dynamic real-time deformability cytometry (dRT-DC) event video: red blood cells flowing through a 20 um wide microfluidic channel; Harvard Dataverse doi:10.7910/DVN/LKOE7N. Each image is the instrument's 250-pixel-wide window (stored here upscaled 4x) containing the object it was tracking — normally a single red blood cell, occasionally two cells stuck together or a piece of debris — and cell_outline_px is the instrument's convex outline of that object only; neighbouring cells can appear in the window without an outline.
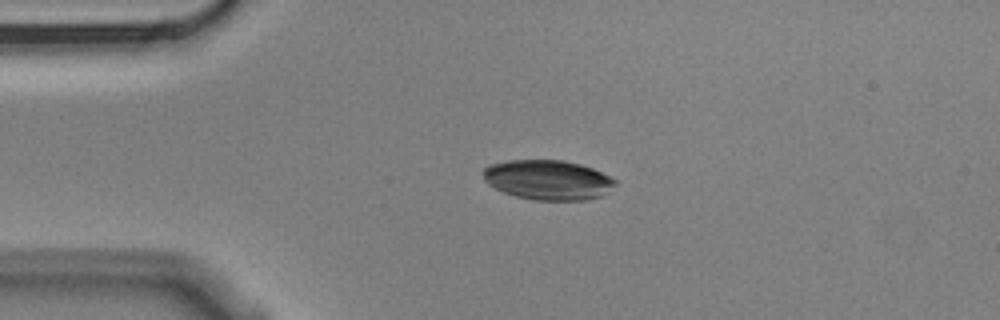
{"species": "Egyptian fruit bat (a non-hibernating species)", "species_latin": "Rousettus aegyptiacus", "temperature_condition": "cold", "stored_images_in_passage": 4, "camera_frame_rate_fps": 3000, "um_per_image_px": 0.085, "animal": {"sex": "male"}, "frame": {"image": 1, "passage_image": 3, "time_ms": 0.667, "image_size_px": [1000, 320], "cell_outline_px": [[616, 184], [600, 196], [584, 200], [532, 200], [516, 196], [504, 192], [488, 184], [484, 180], [484, 168], [492, 164], [508, 160], [560, 160], [580, 164], [592, 168], [616, 180]], "centroid_in_image_um": [46.56, 15.29], "position_along_channel_um": 38.4, "area_um2": 30.29}}